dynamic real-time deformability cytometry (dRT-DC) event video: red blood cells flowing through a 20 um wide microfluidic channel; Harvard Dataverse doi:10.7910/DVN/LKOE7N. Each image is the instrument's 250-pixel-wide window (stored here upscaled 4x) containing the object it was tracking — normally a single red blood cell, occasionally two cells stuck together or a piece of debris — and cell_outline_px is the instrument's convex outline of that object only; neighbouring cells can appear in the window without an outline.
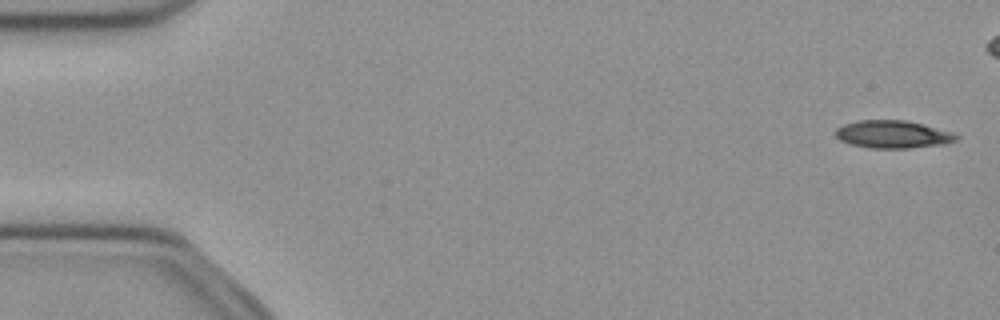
{"species": "common noctule bat (a hibernating species)", "species_latin": "Nyctalus noctula", "temperature_condition": "cold", "stored_images_in_passage": 46, "camera_frame_rate_fps": 3000, "um_per_image_px": 0.085, "animal": {"sex": "female", "body_mass_g": 21.9}, "frame": {"image": 1, "passage_image": 2, "time_ms": 0.333, "image_size_px": [1000, 320], "cell_outline_px": [[960, 136], [956, 140], [944, 144], [912, 148], [868, 148], [852, 144], [840, 140], [836, 136], [836, 128], [844, 124], [856, 120], [904, 120], [924, 124], [952, 132]], "centroid_in_image_um": [75.9, 11.41], "position_along_channel_um": 9.1, "area_um2": 19.54}}
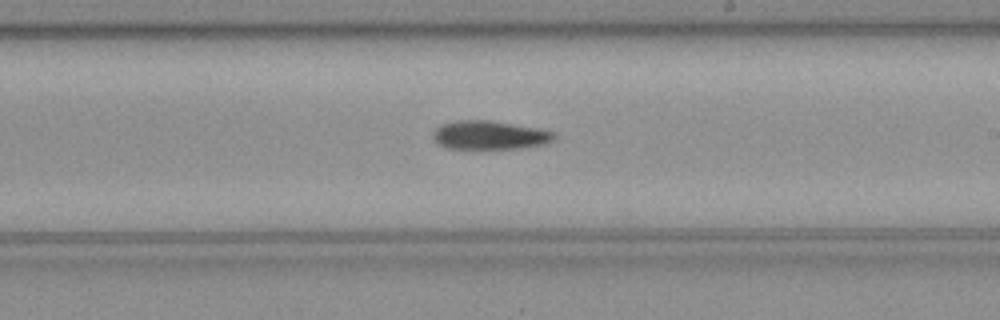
{"frame": {"image": 2, "passage_image": 30, "time_ms": 9.667, "image_size_px": [1000, 320], "cell_outline_px": [[556, 136], [552, 140], [544, 144], [516, 148], [448, 148], [440, 144], [432, 136], [432, 132], [440, 124], [456, 120], [488, 120], [540, 128], [556, 132]], "centroid_in_image_um": [41.62, 11.46], "position_along_channel_um": 247.4, "area_um2": 20.11}}
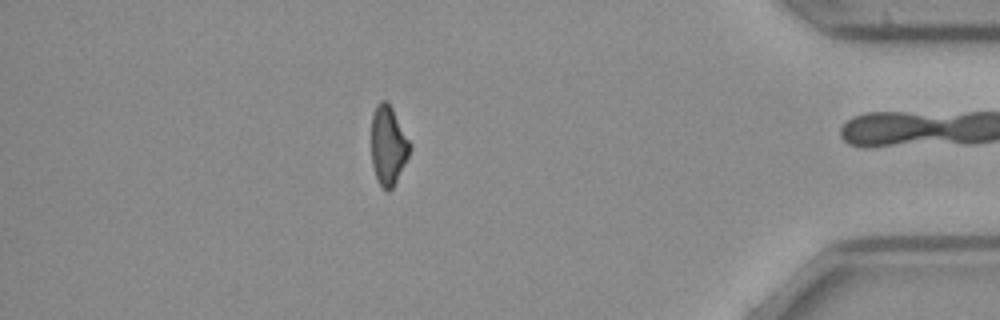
{"frame": {"image": 3, "passage_image": 45, "time_ms": 14.667, "image_size_px": [1000, 320], "cell_outline_px": [[412, 148], [392, 188], [388, 192], [384, 192], [376, 176], [372, 164], [372, 112], [376, 104], [380, 100], [384, 100], [392, 108], [412, 144]], "centroid_in_image_um": [33.0, 12.35], "position_along_channel_um": 402.2, "area_um2": 17.69}, "authors_computed_cell_mechanics": {"area_um2": 20.2011, "velocity_mm_per_s": 3.9786, "shape_relaxation_time_tau1_ms": 5.6983, "shape_relaxation_time_tau2_ms": null, "deformation_change_tau1": 0.1476, "deformation_change_tau2": null}}